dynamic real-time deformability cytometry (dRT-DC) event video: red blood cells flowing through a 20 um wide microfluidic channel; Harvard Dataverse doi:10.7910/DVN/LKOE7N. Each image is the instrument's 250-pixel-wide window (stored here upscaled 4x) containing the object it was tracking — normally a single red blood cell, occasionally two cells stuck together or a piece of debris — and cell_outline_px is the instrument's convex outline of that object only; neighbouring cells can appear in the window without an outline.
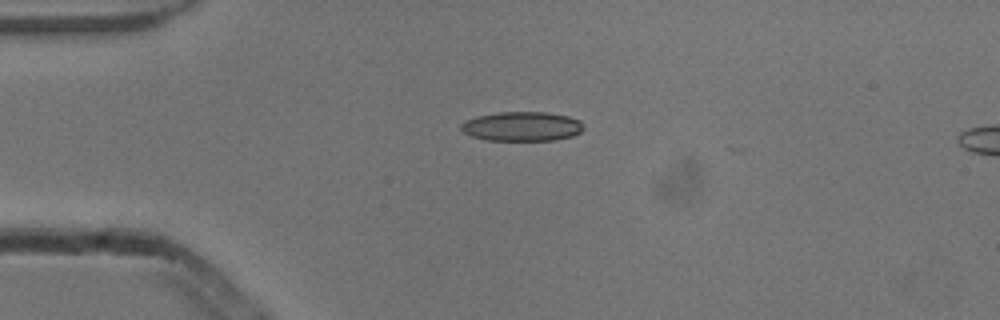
{"species": "common noctule bat (a hibernating species)", "species_latin": "Nyctalus noctula", "temperature_condition": "cold", "stored_images_in_passage": 3, "camera_frame_rate_fps": 3000, "um_per_image_px": 0.085, "animal": {"sex": "male", "body_mass_g": 13.3}, "frame": {"image": 1, "passage_image": 1, "time_ms": 0.0, "image_size_px": [1000, 320], "cell_outline_px": [[584, 128], [580, 132], [572, 136], [556, 140], [484, 140], [472, 136], [464, 132], [460, 128], [460, 124], [476, 116], [500, 112], [548, 112], [568, 116], [580, 120], [584, 124]], "centroid_in_image_um": [44.39, 10.74], "position_along_channel_um": 40.6, "area_um2": 21.04}}